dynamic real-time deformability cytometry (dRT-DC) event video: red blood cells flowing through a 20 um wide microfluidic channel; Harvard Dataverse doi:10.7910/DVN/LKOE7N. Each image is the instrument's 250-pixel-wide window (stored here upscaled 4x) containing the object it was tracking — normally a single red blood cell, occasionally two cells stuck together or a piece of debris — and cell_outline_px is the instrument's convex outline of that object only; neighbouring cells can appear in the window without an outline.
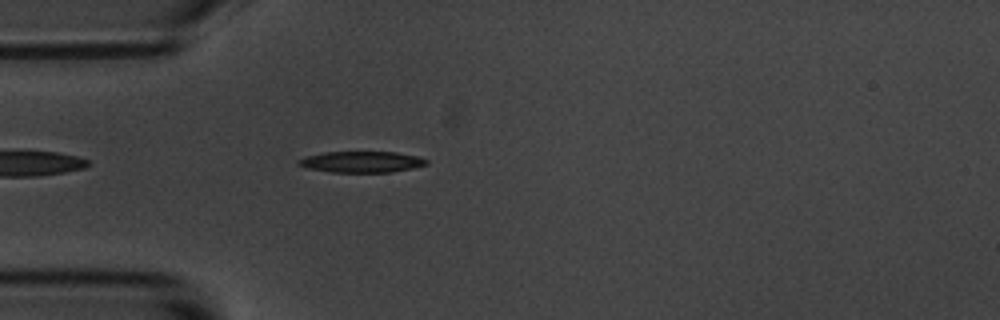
{"species": "common noctule bat (a hibernating species)", "species_latin": "Nyctalus noctula", "temperature_condition": "room temperature", "stored_images_in_passage": 1, "camera_frame_rate_fps": 3000, "um_per_image_px": 0.085, "animal": {"sex": "male", "body_mass_g": 20.1, "forearm_length_mm": 53.5}, "frame": {"image": 1, "passage_image": 1, "time_ms": 0.0, "image_size_px": [1000, 320], "cell_outline_px": [[428, 164], [412, 168], [392, 172], [332, 172], [308, 168], [296, 164], [296, 160], [304, 156], [324, 152], [396, 152], [416, 156], [428, 160]], "centroid_in_image_um": [30.69, 13.75], "position_along_channel_um": 54.3, "area_um2": 15.78}}